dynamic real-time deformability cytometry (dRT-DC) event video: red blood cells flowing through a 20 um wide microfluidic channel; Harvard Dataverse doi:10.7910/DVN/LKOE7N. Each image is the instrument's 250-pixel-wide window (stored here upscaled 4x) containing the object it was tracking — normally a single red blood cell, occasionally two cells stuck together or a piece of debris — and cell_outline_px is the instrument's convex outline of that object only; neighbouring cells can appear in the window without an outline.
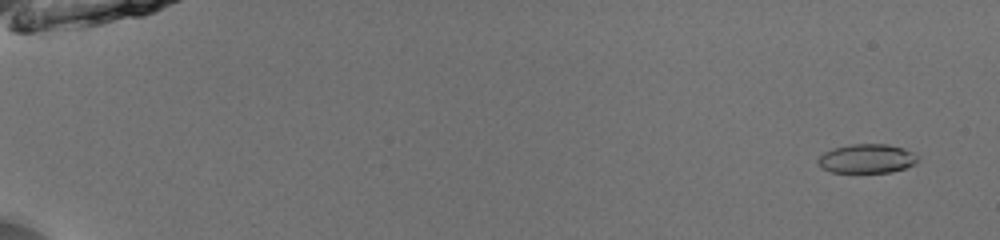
{"species": "common noctule bat (a hibernating species)", "species_latin": "Nyctalus noctula", "temperature_condition": "room temperature", "stored_images_in_passage": 54, "camera_frame_rate_fps": 3000, "um_per_image_px": 0.085, "animal": {"sex": "male", "body_mass_g": 13.0, "forearm_length_mm": 53.1}, "frame": {"image": 1, "passage_image": 4, "time_ms": 1.0, "image_size_px": [1000, 240], "cell_outline_px": [[920, 160], [916, 164], [892, 172], [832, 172], [820, 168], [816, 160], [824, 152], [832, 148], [852, 144], [888, 144], [904, 148], [920, 156]], "centroid_in_image_um": [73.7, 13.48], "position_along_channel_um": 11.3, "area_um2": 17.17}}
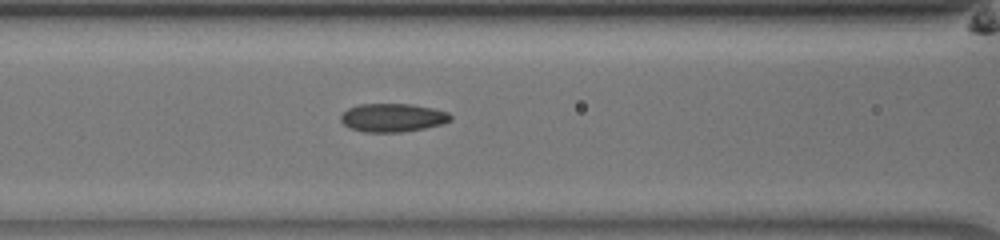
{"frame": {"image": 2, "passage_image": 26, "time_ms": 8.333, "image_size_px": [1000, 240], "cell_outline_px": [[452, 120], [444, 124], [424, 128], [400, 132], [364, 132], [348, 128], [340, 120], [340, 116], [348, 108], [360, 104], [412, 104], [432, 108], [448, 112], [452, 116]], "centroid_in_image_um": [33.38, 10.0], "position_along_channel_um": 133.2, "area_um2": 18.26}}
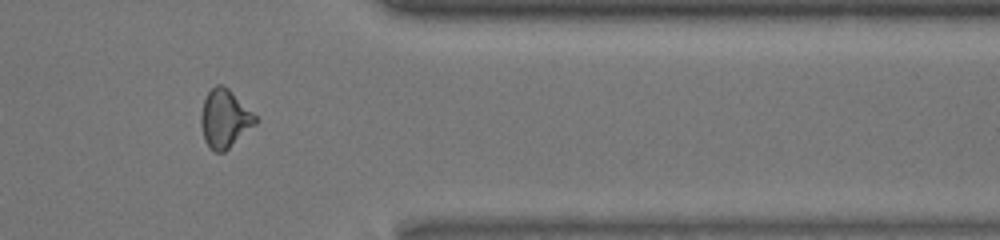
{"frame": {"image": 3, "passage_image": 46, "time_ms": 15.0, "image_size_px": [1000, 240], "cell_outline_px": [[260, 120], [256, 124], [224, 152], [212, 152], [208, 148], [204, 140], [200, 124], [200, 116], [204, 100], [208, 92], [216, 84], [224, 84]], "centroid_in_image_um": [19.08, 10.1], "position_along_channel_um": 392.3, "area_um2": 18.55}, "authors_computed_cell_mechanics": {"area_um2": 17.7446, "velocity_mm_per_s": 3.9942, "shape_relaxation_time_tau1_ms": 7.4509, "shape_relaxation_time_tau2_ms": 1.2707, "deformation_change_tau1": 0.1635, "deformation_change_tau2": 0.0685}}